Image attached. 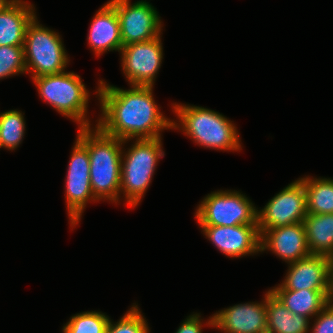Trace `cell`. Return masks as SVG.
Instances as JSON below:
<instances>
[{
  "mask_svg": "<svg viewBox=\"0 0 333 333\" xmlns=\"http://www.w3.org/2000/svg\"><path fill=\"white\" fill-rule=\"evenodd\" d=\"M307 245L311 254H333V214L307 213L304 218Z\"/></svg>",
  "mask_w": 333,
  "mask_h": 333,
  "instance_id": "cell-20",
  "label": "cell"
},
{
  "mask_svg": "<svg viewBox=\"0 0 333 333\" xmlns=\"http://www.w3.org/2000/svg\"><path fill=\"white\" fill-rule=\"evenodd\" d=\"M23 46L26 72L32 78L62 73L70 61L59 33L40 25L36 16L26 28Z\"/></svg>",
  "mask_w": 333,
  "mask_h": 333,
  "instance_id": "cell-6",
  "label": "cell"
},
{
  "mask_svg": "<svg viewBox=\"0 0 333 333\" xmlns=\"http://www.w3.org/2000/svg\"><path fill=\"white\" fill-rule=\"evenodd\" d=\"M289 265L283 282L269 290H333L330 257L310 254Z\"/></svg>",
  "mask_w": 333,
  "mask_h": 333,
  "instance_id": "cell-12",
  "label": "cell"
},
{
  "mask_svg": "<svg viewBox=\"0 0 333 333\" xmlns=\"http://www.w3.org/2000/svg\"><path fill=\"white\" fill-rule=\"evenodd\" d=\"M129 1H108L118 14L123 46L150 41L160 36L162 24L156 8L146 0L132 4Z\"/></svg>",
  "mask_w": 333,
  "mask_h": 333,
  "instance_id": "cell-10",
  "label": "cell"
},
{
  "mask_svg": "<svg viewBox=\"0 0 333 333\" xmlns=\"http://www.w3.org/2000/svg\"><path fill=\"white\" fill-rule=\"evenodd\" d=\"M306 191L307 213L333 214V179L299 178Z\"/></svg>",
  "mask_w": 333,
  "mask_h": 333,
  "instance_id": "cell-21",
  "label": "cell"
},
{
  "mask_svg": "<svg viewBox=\"0 0 333 333\" xmlns=\"http://www.w3.org/2000/svg\"><path fill=\"white\" fill-rule=\"evenodd\" d=\"M312 333H333V303L330 301L317 315Z\"/></svg>",
  "mask_w": 333,
  "mask_h": 333,
  "instance_id": "cell-26",
  "label": "cell"
},
{
  "mask_svg": "<svg viewBox=\"0 0 333 333\" xmlns=\"http://www.w3.org/2000/svg\"><path fill=\"white\" fill-rule=\"evenodd\" d=\"M77 138L88 148L90 185L98 200L119 201L122 144L124 140L107 135L98 126L83 127Z\"/></svg>",
  "mask_w": 333,
  "mask_h": 333,
  "instance_id": "cell-2",
  "label": "cell"
},
{
  "mask_svg": "<svg viewBox=\"0 0 333 333\" xmlns=\"http://www.w3.org/2000/svg\"><path fill=\"white\" fill-rule=\"evenodd\" d=\"M106 333H149V327L135 304L116 323L109 320Z\"/></svg>",
  "mask_w": 333,
  "mask_h": 333,
  "instance_id": "cell-24",
  "label": "cell"
},
{
  "mask_svg": "<svg viewBox=\"0 0 333 333\" xmlns=\"http://www.w3.org/2000/svg\"><path fill=\"white\" fill-rule=\"evenodd\" d=\"M260 234L261 252L271 250L288 264L311 254L303 222L265 229Z\"/></svg>",
  "mask_w": 333,
  "mask_h": 333,
  "instance_id": "cell-15",
  "label": "cell"
},
{
  "mask_svg": "<svg viewBox=\"0 0 333 333\" xmlns=\"http://www.w3.org/2000/svg\"><path fill=\"white\" fill-rule=\"evenodd\" d=\"M25 72L24 46H0V79Z\"/></svg>",
  "mask_w": 333,
  "mask_h": 333,
  "instance_id": "cell-25",
  "label": "cell"
},
{
  "mask_svg": "<svg viewBox=\"0 0 333 333\" xmlns=\"http://www.w3.org/2000/svg\"><path fill=\"white\" fill-rule=\"evenodd\" d=\"M96 56L104 52L118 51L123 47L120 21L116 9L107 2L95 14L87 37Z\"/></svg>",
  "mask_w": 333,
  "mask_h": 333,
  "instance_id": "cell-16",
  "label": "cell"
},
{
  "mask_svg": "<svg viewBox=\"0 0 333 333\" xmlns=\"http://www.w3.org/2000/svg\"><path fill=\"white\" fill-rule=\"evenodd\" d=\"M120 52L123 73L129 84L153 86L163 59L161 36L128 44Z\"/></svg>",
  "mask_w": 333,
  "mask_h": 333,
  "instance_id": "cell-11",
  "label": "cell"
},
{
  "mask_svg": "<svg viewBox=\"0 0 333 333\" xmlns=\"http://www.w3.org/2000/svg\"><path fill=\"white\" fill-rule=\"evenodd\" d=\"M331 277L333 280V254L330 256Z\"/></svg>",
  "mask_w": 333,
  "mask_h": 333,
  "instance_id": "cell-29",
  "label": "cell"
},
{
  "mask_svg": "<svg viewBox=\"0 0 333 333\" xmlns=\"http://www.w3.org/2000/svg\"><path fill=\"white\" fill-rule=\"evenodd\" d=\"M33 4L11 0L0 11V46H23L28 24L36 16Z\"/></svg>",
  "mask_w": 333,
  "mask_h": 333,
  "instance_id": "cell-17",
  "label": "cell"
},
{
  "mask_svg": "<svg viewBox=\"0 0 333 333\" xmlns=\"http://www.w3.org/2000/svg\"><path fill=\"white\" fill-rule=\"evenodd\" d=\"M124 90L100 80L96 93L102 114L96 124L107 135L124 140L160 138L173 129L153 97V86L130 85Z\"/></svg>",
  "mask_w": 333,
  "mask_h": 333,
  "instance_id": "cell-1",
  "label": "cell"
},
{
  "mask_svg": "<svg viewBox=\"0 0 333 333\" xmlns=\"http://www.w3.org/2000/svg\"><path fill=\"white\" fill-rule=\"evenodd\" d=\"M195 217L199 225L257 224V208L239 191L220 190L206 195L198 205Z\"/></svg>",
  "mask_w": 333,
  "mask_h": 333,
  "instance_id": "cell-7",
  "label": "cell"
},
{
  "mask_svg": "<svg viewBox=\"0 0 333 333\" xmlns=\"http://www.w3.org/2000/svg\"><path fill=\"white\" fill-rule=\"evenodd\" d=\"M32 79L40 97L56 111L79 123L80 128L91 126L86 118L90 93L78 74L64 71Z\"/></svg>",
  "mask_w": 333,
  "mask_h": 333,
  "instance_id": "cell-5",
  "label": "cell"
},
{
  "mask_svg": "<svg viewBox=\"0 0 333 333\" xmlns=\"http://www.w3.org/2000/svg\"><path fill=\"white\" fill-rule=\"evenodd\" d=\"M66 176L65 198L71 227L78 224L88 200L98 201L90 185L88 148L76 137Z\"/></svg>",
  "mask_w": 333,
  "mask_h": 333,
  "instance_id": "cell-8",
  "label": "cell"
},
{
  "mask_svg": "<svg viewBox=\"0 0 333 333\" xmlns=\"http://www.w3.org/2000/svg\"><path fill=\"white\" fill-rule=\"evenodd\" d=\"M307 216L306 191L298 179L268 201L262 210H257L259 232L304 221Z\"/></svg>",
  "mask_w": 333,
  "mask_h": 333,
  "instance_id": "cell-9",
  "label": "cell"
},
{
  "mask_svg": "<svg viewBox=\"0 0 333 333\" xmlns=\"http://www.w3.org/2000/svg\"><path fill=\"white\" fill-rule=\"evenodd\" d=\"M267 333H307L310 319L289 311L268 290L266 293Z\"/></svg>",
  "mask_w": 333,
  "mask_h": 333,
  "instance_id": "cell-19",
  "label": "cell"
},
{
  "mask_svg": "<svg viewBox=\"0 0 333 333\" xmlns=\"http://www.w3.org/2000/svg\"><path fill=\"white\" fill-rule=\"evenodd\" d=\"M260 303L230 306L209 317L206 325L225 333H267L266 294Z\"/></svg>",
  "mask_w": 333,
  "mask_h": 333,
  "instance_id": "cell-14",
  "label": "cell"
},
{
  "mask_svg": "<svg viewBox=\"0 0 333 333\" xmlns=\"http://www.w3.org/2000/svg\"><path fill=\"white\" fill-rule=\"evenodd\" d=\"M110 318L100 311H87L71 316L63 333H106Z\"/></svg>",
  "mask_w": 333,
  "mask_h": 333,
  "instance_id": "cell-23",
  "label": "cell"
},
{
  "mask_svg": "<svg viewBox=\"0 0 333 333\" xmlns=\"http://www.w3.org/2000/svg\"><path fill=\"white\" fill-rule=\"evenodd\" d=\"M24 115L18 110L0 113V145L1 148L15 150L25 135Z\"/></svg>",
  "mask_w": 333,
  "mask_h": 333,
  "instance_id": "cell-22",
  "label": "cell"
},
{
  "mask_svg": "<svg viewBox=\"0 0 333 333\" xmlns=\"http://www.w3.org/2000/svg\"><path fill=\"white\" fill-rule=\"evenodd\" d=\"M213 245L228 257H242L261 252L258 224L235 226L200 225Z\"/></svg>",
  "mask_w": 333,
  "mask_h": 333,
  "instance_id": "cell-13",
  "label": "cell"
},
{
  "mask_svg": "<svg viewBox=\"0 0 333 333\" xmlns=\"http://www.w3.org/2000/svg\"><path fill=\"white\" fill-rule=\"evenodd\" d=\"M172 109L180 122L173 120L172 128L182 130L196 144L216 150H241L236 126L222 114L208 108L178 103H173Z\"/></svg>",
  "mask_w": 333,
  "mask_h": 333,
  "instance_id": "cell-3",
  "label": "cell"
},
{
  "mask_svg": "<svg viewBox=\"0 0 333 333\" xmlns=\"http://www.w3.org/2000/svg\"><path fill=\"white\" fill-rule=\"evenodd\" d=\"M200 314L188 316L179 326L176 333H202V322Z\"/></svg>",
  "mask_w": 333,
  "mask_h": 333,
  "instance_id": "cell-27",
  "label": "cell"
},
{
  "mask_svg": "<svg viewBox=\"0 0 333 333\" xmlns=\"http://www.w3.org/2000/svg\"><path fill=\"white\" fill-rule=\"evenodd\" d=\"M284 306L294 314L306 316L316 315L330 302L333 290H270Z\"/></svg>",
  "mask_w": 333,
  "mask_h": 333,
  "instance_id": "cell-18",
  "label": "cell"
},
{
  "mask_svg": "<svg viewBox=\"0 0 333 333\" xmlns=\"http://www.w3.org/2000/svg\"><path fill=\"white\" fill-rule=\"evenodd\" d=\"M161 139H136L128 151L122 150L120 194H124L131 208L140 203L159 159L164 156Z\"/></svg>",
  "mask_w": 333,
  "mask_h": 333,
  "instance_id": "cell-4",
  "label": "cell"
},
{
  "mask_svg": "<svg viewBox=\"0 0 333 333\" xmlns=\"http://www.w3.org/2000/svg\"><path fill=\"white\" fill-rule=\"evenodd\" d=\"M11 0H0V11L10 2Z\"/></svg>",
  "mask_w": 333,
  "mask_h": 333,
  "instance_id": "cell-28",
  "label": "cell"
}]
</instances>
